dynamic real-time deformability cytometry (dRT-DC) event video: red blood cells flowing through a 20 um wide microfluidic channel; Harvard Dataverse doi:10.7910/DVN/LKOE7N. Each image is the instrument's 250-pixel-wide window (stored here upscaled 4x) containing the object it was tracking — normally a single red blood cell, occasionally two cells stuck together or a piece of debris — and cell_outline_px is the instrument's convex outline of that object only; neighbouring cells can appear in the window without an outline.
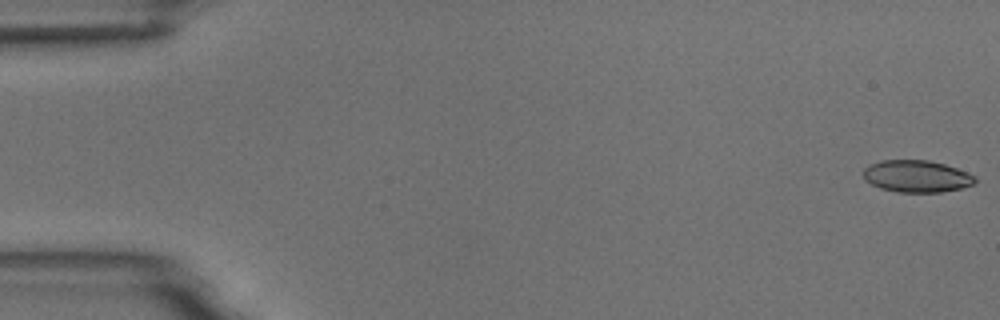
{"species": "common noctule bat (a hibernating species)", "species_latin": "Nyctalus noctula", "temperature_condition": "room temperature", "stored_images_in_passage": 8, "camera_frame_rate_fps": 3000, "um_per_image_px": 0.085, "animal": {"sex": "male", "body_mass_g": 18.8}, "frame": {"image": 1, "passage_image": 1, "time_ms": 0.0, "image_size_px": [1000, 320], "cell_outline_px": [[976, 180], [972, 184], [960, 188], [940, 192], [896, 192], [880, 188], [864, 180], [864, 168], [868, 164], [880, 160], [928, 160], [944, 164], [956, 168], [976, 176]], "centroid_in_image_um": [77.87, 14.97], "position_along_channel_um": 7.1, "area_um2": 20.81}}
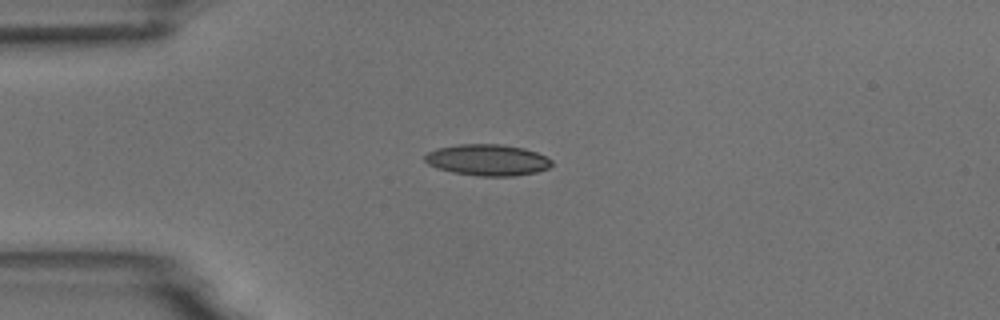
{"frame": {"image": 2, "passage_image": 4, "time_ms": 4.333, "image_size_px": [1000, 320], "cell_outline_px": [[552, 164], [548, 168], [536, 172], [512, 176], [480, 176], [452, 172], [436, 168], [428, 164], [424, 160], [424, 156], [428, 152], [436, 148], [460, 144], [500, 144], [524, 148], [536, 152], [552, 160]], "centroid_in_image_um": [41.41, 13.59], "position_along_channel_um": 43.6, "area_um2": 23.12}}